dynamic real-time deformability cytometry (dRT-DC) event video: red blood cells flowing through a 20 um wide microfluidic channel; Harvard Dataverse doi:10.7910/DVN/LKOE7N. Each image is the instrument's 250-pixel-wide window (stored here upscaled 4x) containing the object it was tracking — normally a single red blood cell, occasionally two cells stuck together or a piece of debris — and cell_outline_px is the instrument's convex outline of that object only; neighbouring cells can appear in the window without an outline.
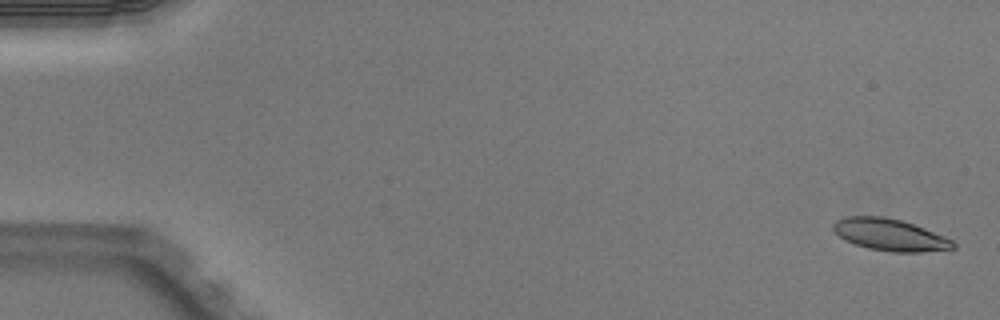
{"species": "Egyptian fruit bat (a non-hibernating species)", "species_latin": "Rousettus aegyptiacus", "temperature_condition": "warm", "stored_images_in_passage": 5, "camera_frame_rate_fps": 3000, "um_per_image_px": 0.085, "animal": {"sex": "male"}, "frame": {"image": 1, "passage_image": 1, "time_ms": 0.0, "image_size_px": [1000, 320], "cell_outline_px": [[956, 248], [920, 252], [892, 252], [868, 248], [844, 240], [832, 228], [832, 224], [836, 220], [848, 216], [884, 216], [900, 220], [924, 228], [944, 236], [952, 240], [956, 244]], "centroid_in_image_um": [75.64, 19.95], "position_along_channel_um": 9.4, "area_um2": 22.14}}